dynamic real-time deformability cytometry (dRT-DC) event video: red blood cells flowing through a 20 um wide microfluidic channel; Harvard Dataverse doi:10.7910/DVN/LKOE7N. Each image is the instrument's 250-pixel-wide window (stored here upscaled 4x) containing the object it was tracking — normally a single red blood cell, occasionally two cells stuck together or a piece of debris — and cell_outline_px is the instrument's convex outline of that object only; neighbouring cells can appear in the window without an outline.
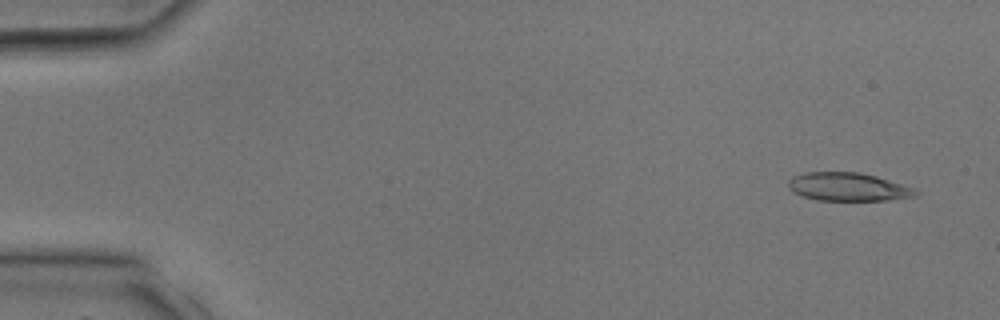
{"species": "common noctule bat (a hibernating species)", "species_latin": "Nyctalus noctula", "temperature_condition": "room temperature", "stored_images_in_passage": 9, "camera_frame_rate_fps": 3000, "um_per_image_px": 0.085, "animal": {"sex": "male", "body_mass_g": 17.9, "forearm_length_mm": 54.2}, "frame": {"image": 1, "passage_image": 2, "time_ms": 0.333, "image_size_px": [1000, 320], "cell_outline_px": [[920, 192], [916, 196], [888, 200], [816, 200], [800, 196], [792, 192], [788, 188], [788, 180], [792, 176], [804, 172], [860, 172], [876, 176], [916, 188]], "centroid_in_image_um": [72.07, 15.88], "position_along_channel_um": 12.9, "area_um2": 21.27}}